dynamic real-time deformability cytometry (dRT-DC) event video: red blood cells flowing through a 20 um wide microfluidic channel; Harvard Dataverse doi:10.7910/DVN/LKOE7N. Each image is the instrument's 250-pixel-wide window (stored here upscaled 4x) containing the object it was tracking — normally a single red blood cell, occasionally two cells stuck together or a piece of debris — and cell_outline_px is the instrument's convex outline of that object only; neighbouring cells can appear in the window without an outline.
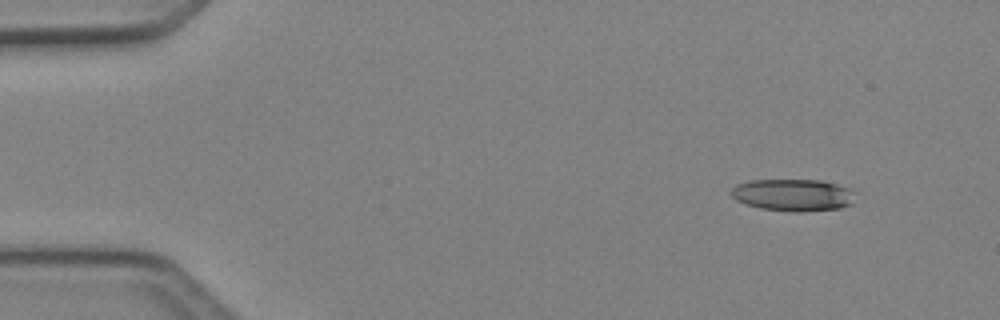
{"species": "Egyptian fruit bat (a non-hibernating species)", "species_latin": "Rousettus aegyptiacus", "temperature_condition": "cold", "stored_images_in_passage": 4, "camera_frame_rate_fps": 3000, "um_per_image_px": 0.085, "animal": {"sex": "female"}, "frame": {"image": 1, "passage_image": 1, "time_ms": 0.0, "image_size_px": [1000, 320], "cell_outline_px": [[852, 204], [840, 208], [800, 212], [792, 212], [760, 208], [736, 200], [728, 192], [736, 184], [748, 180], [820, 180], [852, 188]], "centroid_in_image_um": [67.38, 16.57], "position_along_channel_um": 17.6, "area_um2": 23.24}}